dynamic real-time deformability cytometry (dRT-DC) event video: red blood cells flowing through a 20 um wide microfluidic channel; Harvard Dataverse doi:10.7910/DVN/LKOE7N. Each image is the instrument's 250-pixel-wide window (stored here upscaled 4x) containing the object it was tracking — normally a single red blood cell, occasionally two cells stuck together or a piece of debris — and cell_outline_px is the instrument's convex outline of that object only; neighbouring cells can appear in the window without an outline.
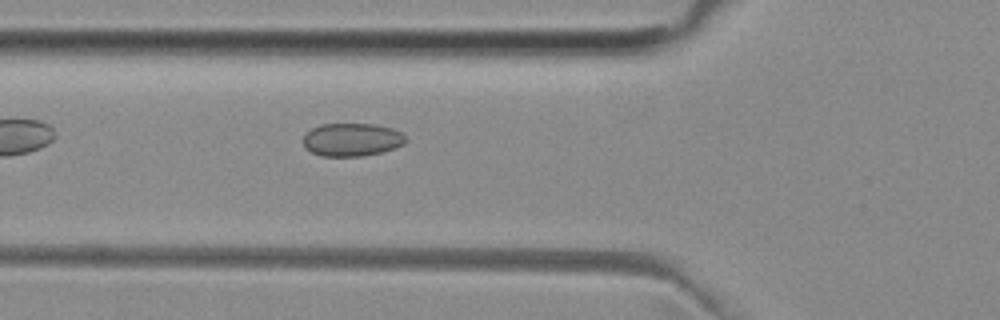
{"species": "common noctule bat (a hibernating species)", "species_latin": "Nyctalus noctula", "temperature_condition": "room temperature", "stored_images_in_passage": 37, "camera_frame_rate_fps": 3000, "um_per_image_px": 0.085, "animal": {"sex": "female", "body_mass_g": 29.2, "forearm_length_mm": 56.3}, "frame": {"image": 1, "passage_image": 4, "time_ms": 1.0, "image_size_px": [1000, 320], "cell_outline_px": [[408, 140], [404, 144], [396, 148], [364, 156], [320, 156], [304, 148], [304, 136], [312, 128], [320, 124], [376, 124], [392, 128], [400, 132]], "centroid_in_image_um": [29.92, 11.87], "position_along_channel_um": 95.9, "area_um2": 19.83}}
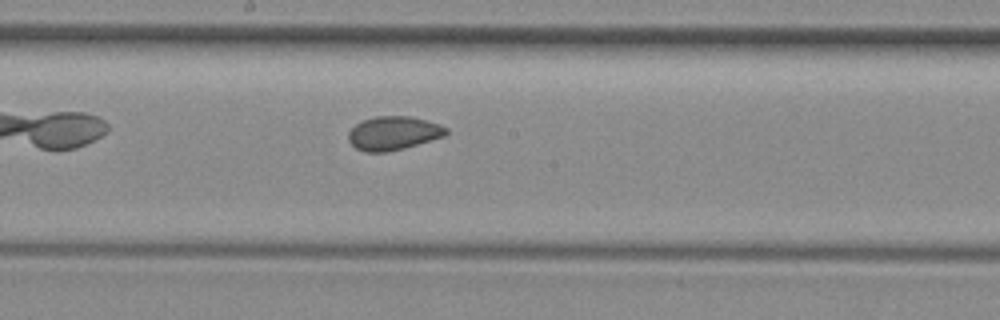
{"frame": {"image": 2, "passage_image": 13, "time_ms": 4.0, "image_size_px": [1000, 320], "cell_outline_px": [[448, 132], [444, 136], [404, 148], [388, 152], [364, 152], [356, 148], [348, 140], [348, 132], [356, 124], [364, 120], [376, 116], [412, 116], [440, 124], [448, 128]], "centroid_in_image_um": [33.44, 11.32], "position_along_channel_um": 214.8, "area_um2": 19.19}}
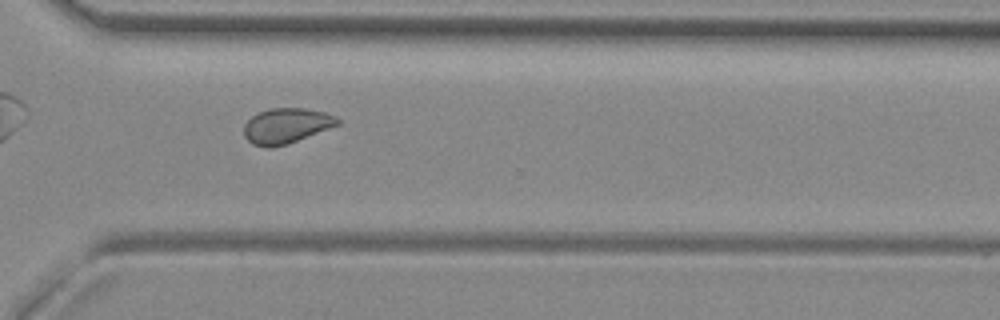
{"frame": {"image": 3, "passage_image": 23, "time_ms": 7.333, "image_size_px": [1000, 320], "cell_outline_px": [[340, 124], [288, 144], [272, 148], [264, 148], [252, 144], [244, 136], [244, 124], [252, 116], [268, 108], [304, 108], [324, 112], [336, 116], [340, 120]], "centroid_in_image_um": [24.32, 10.7], "position_along_channel_um": 346.3, "area_um2": 19.36}, "authors_computed_cell_mechanics": {"area_um2": 19.363, "velocity_mm_per_s": 3.9553, "shape_relaxation_time_tau1_ms": null, "shape_relaxation_time_tau2_ms": 1.5837, "deformation_change_tau1": null, "deformation_change_tau2": 0.0488}}